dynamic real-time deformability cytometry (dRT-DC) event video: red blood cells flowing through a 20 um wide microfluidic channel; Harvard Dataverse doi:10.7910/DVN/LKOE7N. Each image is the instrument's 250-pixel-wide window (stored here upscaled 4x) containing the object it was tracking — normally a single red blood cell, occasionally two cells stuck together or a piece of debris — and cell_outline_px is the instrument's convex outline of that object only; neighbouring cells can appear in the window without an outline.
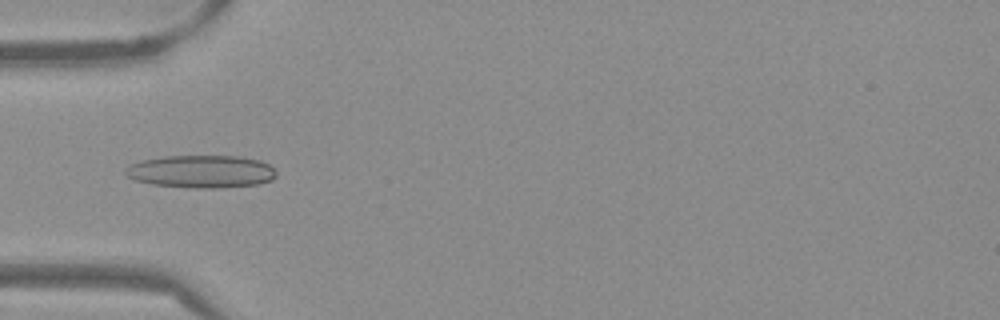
{"species": "Egyptian fruit bat (a non-hibernating species)", "species_latin": "Rousettus aegyptiacus", "temperature_condition": "warm", "stored_images_in_passage": 53, "camera_frame_rate_fps": 3000, "um_per_image_px": 0.085, "frame": {"image": 1, "passage_image": 17, "time_ms": 5.333, "image_size_px": [1000, 320], "cell_outline_px": [[276, 176], [272, 180], [260, 184], [220, 188], [192, 188], [152, 184], [136, 180], [128, 176], [124, 172], [124, 168], [128, 164], [140, 160], [164, 156], [240, 156], [260, 160], [268, 164], [276, 172]], "centroid_in_image_um": [17.09, 14.58], "position_along_channel_um": 67.9, "area_um2": 29.02}}
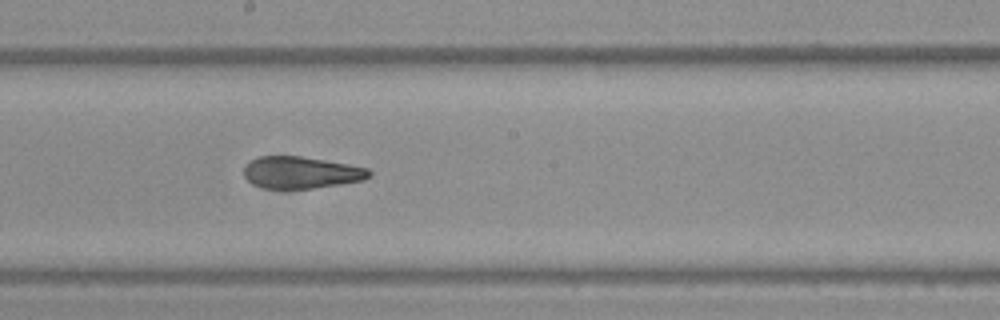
{"frame": {"image": 2, "passage_image": 29, "time_ms": 9.333, "image_size_px": [1000, 320], "cell_outline_px": [[372, 176], [364, 180], [312, 188], [264, 188], [252, 184], [244, 176], [244, 164], [248, 160], [260, 156], [300, 156], [348, 164], [368, 168], [372, 172]], "centroid_in_image_um": [25.57, 14.65], "position_along_channel_um": 222.6, "area_um2": 23.29}}
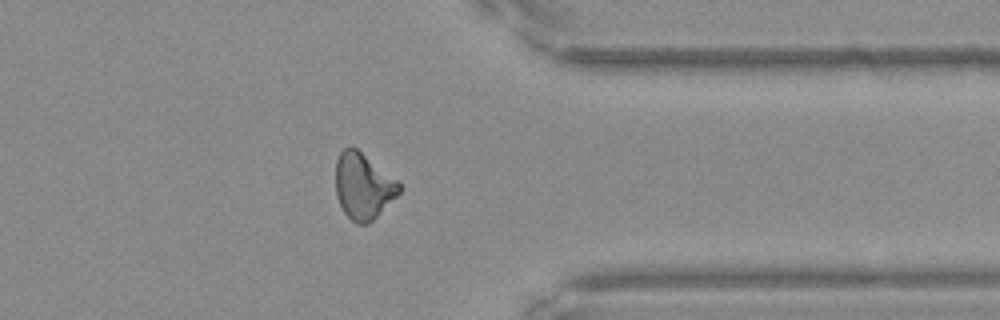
{"frame": {"image": 3, "passage_image": 42, "time_ms": 13.667, "image_size_px": [1000, 320], "cell_outline_px": [[400, 192], [368, 224], [356, 224], [344, 212], [336, 196], [336, 160], [340, 152], [344, 148], [356, 148], [396, 180], [400, 184]], "centroid_in_image_um": [30.84, 15.83], "position_along_channel_um": 380.6, "area_um2": 23.87}, "authors_computed_cell_mechanics": {"area_um2": 24.565, "velocity_mm_per_s": 3.8471, "shape_relaxation_time_tau1_ms": null, "shape_relaxation_time_tau2_ms": 3.5216, "deformation_change_tau1": null, "deformation_change_tau2": 0.1296}}